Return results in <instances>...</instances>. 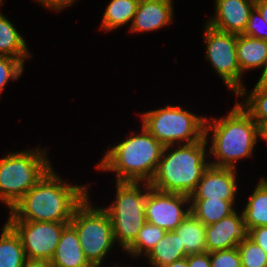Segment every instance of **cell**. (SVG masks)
Instances as JSON below:
<instances>
[{"mask_svg": "<svg viewBox=\"0 0 267 267\" xmlns=\"http://www.w3.org/2000/svg\"><path fill=\"white\" fill-rule=\"evenodd\" d=\"M87 185L62 181L51 168L10 210L8 220L70 223L87 198Z\"/></svg>", "mask_w": 267, "mask_h": 267, "instance_id": "1", "label": "cell"}, {"mask_svg": "<svg viewBox=\"0 0 267 267\" xmlns=\"http://www.w3.org/2000/svg\"><path fill=\"white\" fill-rule=\"evenodd\" d=\"M210 123V124H209ZM212 130V143L209 153L218 161L210 162L215 167L235 169V162L252 156L259 134V125L251 115L236 103L224 118L205 121V138Z\"/></svg>", "mask_w": 267, "mask_h": 267, "instance_id": "2", "label": "cell"}, {"mask_svg": "<svg viewBox=\"0 0 267 267\" xmlns=\"http://www.w3.org/2000/svg\"><path fill=\"white\" fill-rule=\"evenodd\" d=\"M163 149L164 146L142 127L141 134L130 136L105 152L96 167L113 171L119 182L150 183Z\"/></svg>", "mask_w": 267, "mask_h": 267, "instance_id": "3", "label": "cell"}, {"mask_svg": "<svg viewBox=\"0 0 267 267\" xmlns=\"http://www.w3.org/2000/svg\"><path fill=\"white\" fill-rule=\"evenodd\" d=\"M207 142L204 137L201 141L179 145L174 151L173 145L164 146L150 186L163 192L190 196L210 165L205 160Z\"/></svg>", "mask_w": 267, "mask_h": 267, "instance_id": "4", "label": "cell"}, {"mask_svg": "<svg viewBox=\"0 0 267 267\" xmlns=\"http://www.w3.org/2000/svg\"><path fill=\"white\" fill-rule=\"evenodd\" d=\"M39 148L0 160V201L10 210L52 168L46 151Z\"/></svg>", "mask_w": 267, "mask_h": 267, "instance_id": "5", "label": "cell"}, {"mask_svg": "<svg viewBox=\"0 0 267 267\" xmlns=\"http://www.w3.org/2000/svg\"><path fill=\"white\" fill-rule=\"evenodd\" d=\"M143 127L163 146L190 144L205 137L206 117H199L180 106L168 105L165 108L147 111L142 114ZM186 142V143H185Z\"/></svg>", "mask_w": 267, "mask_h": 267, "instance_id": "6", "label": "cell"}, {"mask_svg": "<svg viewBox=\"0 0 267 267\" xmlns=\"http://www.w3.org/2000/svg\"><path fill=\"white\" fill-rule=\"evenodd\" d=\"M143 192L139 182L116 181V199L111 206L104 208L112 221L115 241L125 250L137 237L146 223L145 205L149 195V183Z\"/></svg>", "mask_w": 267, "mask_h": 267, "instance_id": "7", "label": "cell"}, {"mask_svg": "<svg viewBox=\"0 0 267 267\" xmlns=\"http://www.w3.org/2000/svg\"><path fill=\"white\" fill-rule=\"evenodd\" d=\"M89 201L87 196L75 209L70 224L77 232L82 251L89 263L93 267H100L116 241L108 212L104 207H91Z\"/></svg>", "mask_w": 267, "mask_h": 267, "instance_id": "8", "label": "cell"}, {"mask_svg": "<svg viewBox=\"0 0 267 267\" xmlns=\"http://www.w3.org/2000/svg\"><path fill=\"white\" fill-rule=\"evenodd\" d=\"M204 35L207 52L206 60L210 61L224 84L237 97H243L247 94V91L241 83L242 72L239 68L236 53L237 35L215 29L207 23Z\"/></svg>", "mask_w": 267, "mask_h": 267, "instance_id": "9", "label": "cell"}, {"mask_svg": "<svg viewBox=\"0 0 267 267\" xmlns=\"http://www.w3.org/2000/svg\"><path fill=\"white\" fill-rule=\"evenodd\" d=\"M20 236L26 258L51 260L63 229L69 223L8 220Z\"/></svg>", "mask_w": 267, "mask_h": 267, "instance_id": "10", "label": "cell"}, {"mask_svg": "<svg viewBox=\"0 0 267 267\" xmlns=\"http://www.w3.org/2000/svg\"><path fill=\"white\" fill-rule=\"evenodd\" d=\"M190 203V196L163 192L149 184V195L145 205L146 222L161 227L167 232L174 231L190 213L184 205Z\"/></svg>", "mask_w": 267, "mask_h": 267, "instance_id": "11", "label": "cell"}, {"mask_svg": "<svg viewBox=\"0 0 267 267\" xmlns=\"http://www.w3.org/2000/svg\"><path fill=\"white\" fill-rule=\"evenodd\" d=\"M249 237V229L236 210L220 221L206 226L205 239L207 252L237 247Z\"/></svg>", "mask_w": 267, "mask_h": 267, "instance_id": "12", "label": "cell"}, {"mask_svg": "<svg viewBox=\"0 0 267 267\" xmlns=\"http://www.w3.org/2000/svg\"><path fill=\"white\" fill-rule=\"evenodd\" d=\"M236 171L233 168L215 167L209 165L197 184L190 199H236Z\"/></svg>", "mask_w": 267, "mask_h": 267, "instance_id": "13", "label": "cell"}, {"mask_svg": "<svg viewBox=\"0 0 267 267\" xmlns=\"http://www.w3.org/2000/svg\"><path fill=\"white\" fill-rule=\"evenodd\" d=\"M215 17L207 24L215 29L240 35L244 34L255 0H216Z\"/></svg>", "mask_w": 267, "mask_h": 267, "instance_id": "14", "label": "cell"}, {"mask_svg": "<svg viewBox=\"0 0 267 267\" xmlns=\"http://www.w3.org/2000/svg\"><path fill=\"white\" fill-rule=\"evenodd\" d=\"M172 0H140L130 32H149L172 22Z\"/></svg>", "mask_w": 267, "mask_h": 267, "instance_id": "15", "label": "cell"}, {"mask_svg": "<svg viewBox=\"0 0 267 267\" xmlns=\"http://www.w3.org/2000/svg\"><path fill=\"white\" fill-rule=\"evenodd\" d=\"M51 262L55 267H93L85 257L77 232L70 223L63 229Z\"/></svg>", "mask_w": 267, "mask_h": 267, "instance_id": "16", "label": "cell"}, {"mask_svg": "<svg viewBox=\"0 0 267 267\" xmlns=\"http://www.w3.org/2000/svg\"><path fill=\"white\" fill-rule=\"evenodd\" d=\"M236 53L241 72L261 68L267 62V41L237 35Z\"/></svg>", "mask_w": 267, "mask_h": 267, "instance_id": "17", "label": "cell"}, {"mask_svg": "<svg viewBox=\"0 0 267 267\" xmlns=\"http://www.w3.org/2000/svg\"><path fill=\"white\" fill-rule=\"evenodd\" d=\"M205 230L206 226L190 212L174 231L185 246L186 254L190 255L207 252Z\"/></svg>", "mask_w": 267, "mask_h": 267, "instance_id": "18", "label": "cell"}, {"mask_svg": "<svg viewBox=\"0 0 267 267\" xmlns=\"http://www.w3.org/2000/svg\"><path fill=\"white\" fill-rule=\"evenodd\" d=\"M149 264L154 267H162L174 261L186 258L185 246L181 245L179 236L175 231L166 232L163 238L146 255Z\"/></svg>", "mask_w": 267, "mask_h": 267, "instance_id": "19", "label": "cell"}, {"mask_svg": "<svg viewBox=\"0 0 267 267\" xmlns=\"http://www.w3.org/2000/svg\"><path fill=\"white\" fill-rule=\"evenodd\" d=\"M190 212L205 226L232 214L234 201L222 199H190Z\"/></svg>", "mask_w": 267, "mask_h": 267, "instance_id": "20", "label": "cell"}, {"mask_svg": "<svg viewBox=\"0 0 267 267\" xmlns=\"http://www.w3.org/2000/svg\"><path fill=\"white\" fill-rule=\"evenodd\" d=\"M13 24L0 13V56L19 59L23 64L31 55L26 41Z\"/></svg>", "mask_w": 267, "mask_h": 267, "instance_id": "21", "label": "cell"}, {"mask_svg": "<svg viewBox=\"0 0 267 267\" xmlns=\"http://www.w3.org/2000/svg\"><path fill=\"white\" fill-rule=\"evenodd\" d=\"M242 211L248 229L267 226V179L261 178Z\"/></svg>", "mask_w": 267, "mask_h": 267, "instance_id": "22", "label": "cell"}, {"mask_svg": "<svg viewBox=\"0 0 267 267\" xmlns=\"http://www.w3.org/2000/svg\"><path fill=\"white\" fill-rule=\"evenodd\" d=\"M0 237V267H23L26 261L20 236L6 223Z\"/></svg>", "mask_w": 267, "mask_h": 267, "instance_id": "23", "label": "cell"}, {"mask_svg": "<svg viewBox=\"0 0 267 267\" xmlns=\"http://www.w3.org/2000/svg\"><path fill=\"white\" fill-rule=\"evenodd\" d=\"M139 2L140 0H111L104 12L101 28L105 31H113L133 21Z\"/></svg>", "mask_w": 267, "mask_h": 267, "instance_id": "24", "label": "cell"}, {"mask_svg": "<svg viewBox=\"0 0 267 267\" xmlns=\"http://www.w3.org/2000/svg\"><path fill=\"white\" fill-rule=\"evenodd\" d=\"M166 232L163 228L146 222L138 232L136 239L124 251L134 257H138L142 253L146 256Z\"/></svg>", "mask_w": 267, "mask_h": 267, "instance_id": "25", "label": "cell"}, {"mask_svg": "<svg viewBox=\"0 0 267 267\" xmlns=\"http://www.w3.org/2000/svg\"><path fill=\"white\" fill-rule=\"evenodd\" d=\"M242 267H267V254L249 237L237 246Z\"/></svg>", "mask_w": 267, "mask_h": 267, "instance_id": "26", "label": "cell"}, {"mask_svg": "<svg viewBox=\"0 0 267 267\" xmlns=\"http://www.w3.org/2000/svg\"><path fill=\"white\" fill-rule=\"evenodd\" d=\"M245 102V104L240 103V105L258 125L267 120V89L254 87Z\"/></svg>", "mask_w": 267, "mask_h": 267, "instance_id": "27", "label": "cell"}, {"mask_svg": "<svg viewBox=\"0 0 267 267\" xmlns=\"http://www.w3.org/2000/svg\"><path fill=\"white\" fill-rule=\"evenodd\" d=\"M23 67L24 64L19 59L0 56V93L10 79H19L24 70Z\"/></svg>", "mask_w": 267, "mask_h": 267, "instance_id": "28", "label": "cell"}, {"mask_svg": "<svg viewBox=\"0 0 267 267\" xmlns=\"http://www.w3.org/2000/svg\"><path fill=\"white\" fill-rule=\"evenodd\" d=\"M211 267H242L237 247L209 252Z\"/></svg>", "mask_w": 267, "mask_h": 267, "instance_id": "29", "label": "cell"}, {"mask_svg": "<svg viewBox=\"0 0 267 267\" xmlns=\"http://www.w3.org/2000/svg\"><path fill=\"white\" fill-rule=\"evenodd\" d=\"M260 21V22H259ZM262 22L263 29L267 28V24L265 23L262 15L260 12L254 8L253 11L250 14V18L248 21L247 28L244 32V35L256 38V39H262L267 41V31H262V28L260 27ZM260 27V28H259ZM267 30V29H265Z\"/></svg>", "mask_w": 267, "mask_h": 267, "instance_id": "30", "label": "cell"}, {"mask_svg": "<svg viewBox=\"0 0 267 267\" xmlns=\"http://www.w3.org/2000/svg\"><path fill=\"white\" fill-rule=\"evenodd\" d=\"M249 238L258 244L267 254V226L250 229Z\"/></svg>", "mask_w": 267, "mask_h": 267, "instance_id": "31", "label": "cell"}, {"mask_svg": "<svg viewBox=\"0 0 267 267\" xmlns=\"http://www.w3.org/2000/svg\"><path fill=\"white\" fill-rule=\"evenodd\" d=\"M188 267H211L209 252L187 256Z\"/></svg>", "mask_w": 267, "mask_h": 267, "instance_id": "32", "label": "cell"}, {"mask_svg": "<svg viewBox=\"0 0 267 267\" xmlns=\"http://www.w3.org/2000/svg\"><path fill=\"white\" fill-rule=\"evenodd\" d=\"M39 3H42L48 9H53L60 11L67 6H71L75 0H37Z\"/></svg>", "mask_w": 267, "mask_h": 267, "instance_id": "33", "label": "cell"}, {"mask_svg": "<svg viewBox=\"0 0 267 267\" xmlns=\"http://www.w3.org/2000/svg\"><path fill=\"white\" fill-rule=\"evenodd\" d=\"M23 267H55L51 260L27 258Z\"/></svg>", "mask_w": 267, "mask_h": 267, "instance_id": "34", "label": "cell"}, {"mask_svg": "<svg viewBox=\"0 0 267 267\" xmlns=\"http://www.w3.org/2000/svg\"><path fill=\"white\" fill-rule=\"evenodd\" d=\"M255 8L260 12L267 24V0H255Z\"/></svg>", "mask_w": 267, "mask_h": 267, "instance_id": "35", "label": "cell"}, {"mask_svg": "<svg viewBox=\"0 0 267 267\" xmlns=\"http://www.w3.org/2000/svg\"><path fill=\"white\" fill-rule=\"evenodd\" d=\"M263 71L255 87L267 89V62L263 65Z\"/></svg>", "mask_w": 267, "mask_h": 267, "instance_id": "36", "label": "cell"}, {"mask_svg": "<svg viewBox=\"0 0 267 267\" xmlns=\"http://www.w3.org/2000/svg\"><path fill=\"white\" fill-rule=\"evenodd\" d=\"M162 267H188L187 257L181 260L174 261L173 263L162 266Z\"/></svg>", "mask_w": 267, "mask_h": 267, "instance_id": "37", "label": "cell"}, {"mask_svg": "<svg viewBox=\"0 0 267 267\" xmlns=\"http://www.w3.org/2000/svg\"><path fill=\"white\" fill-rule=\"evenodd\" d=\"M259 134L267 142V120L259 125Z\"/></svg>", "mask_w": 267, "mask_h": 267, "instance_id": "38", "label": "cell"}]
</instances>
